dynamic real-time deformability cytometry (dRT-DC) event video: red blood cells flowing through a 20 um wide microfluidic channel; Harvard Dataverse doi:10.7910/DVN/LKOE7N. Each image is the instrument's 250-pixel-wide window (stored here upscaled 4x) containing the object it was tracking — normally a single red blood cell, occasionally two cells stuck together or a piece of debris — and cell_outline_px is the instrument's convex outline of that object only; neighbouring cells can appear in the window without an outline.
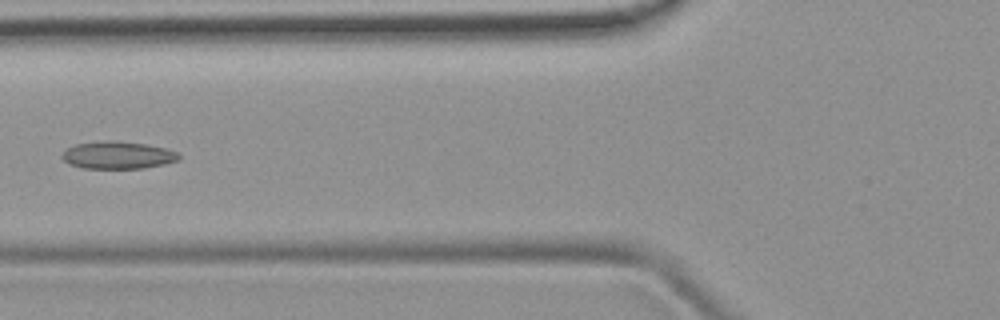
{"species": "common noctule bat (a hibernating species)", "species_latin": "Nyctalus noctula", "temperature_condition": "room temperature", "stored_images_in_passage": 7, "camera_frame_rate_fps": 3000, "um_per_image_px": 0.085, "animal": {"sex": "female", "body_mass_g": 19.9}, "frame": {"image": 1, "passage_image": 6, "time_ms": 5.667, "image_size_px": [1000, 320], "cell_outline_px": [[180, 160], [164, 164], [144, 168], [84, 168], [68, 164], [60, 156], [68, 148], [76, 144], [104, 140], [116, 140], [144, 144], [164, 148], [176, 152], [180, 156]], "centroid_in_image_um": [10.0, 13.19], "position_along_channel_um": 115.8, "area_um2": 18.61}}
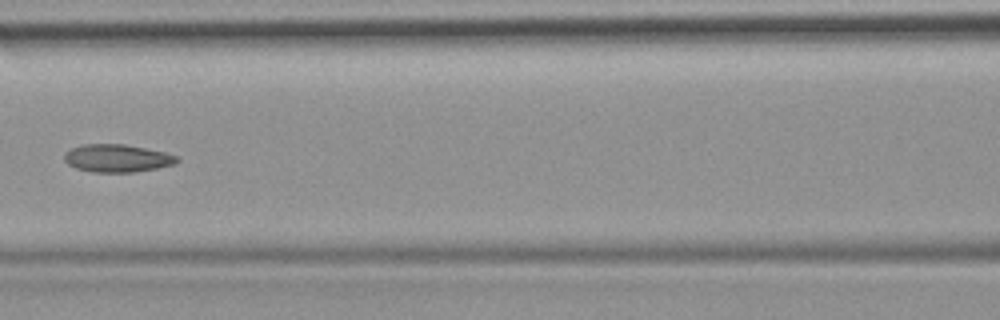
{"frame": {"image": 2, "passage_image": 7, "time_ms": 6.667, "image_size_px": [1000, 320], "cell_outline_px": [[180, 160], [176, 164], [156, 168], [132, 172], [92, 172], [76, 168], [68, 164], [64, 160], [64, 152], [72, 148], [84, 144], [124, 144], [164, 152], [176, 156]], "centroid_in_image_um": [9.94, 13.45], "position_along_channel_um": 156.7, "area_um2": 18.15}}